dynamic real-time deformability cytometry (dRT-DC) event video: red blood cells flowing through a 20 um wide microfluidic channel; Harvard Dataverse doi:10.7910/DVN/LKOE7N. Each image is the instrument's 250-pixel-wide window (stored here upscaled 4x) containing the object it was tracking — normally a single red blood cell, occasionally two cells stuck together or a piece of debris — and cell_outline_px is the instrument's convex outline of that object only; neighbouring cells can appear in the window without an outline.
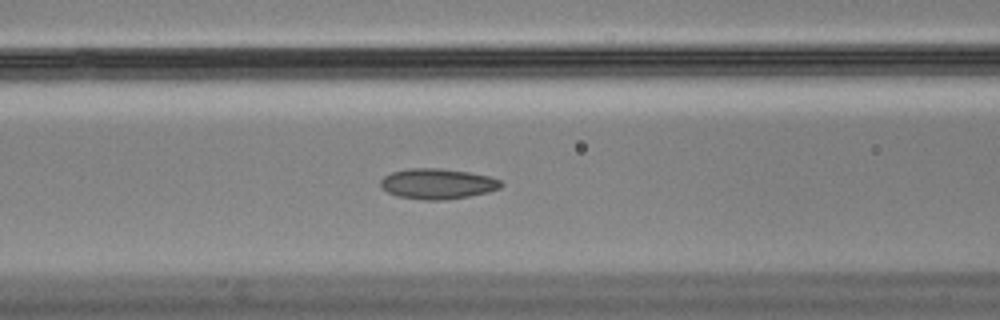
{"species": "Egyptian fruit bat (a non-hibernating species)", "species_latin": "Rousettus aegyptiacus", "temperature_condition": "cold", "stored_images_in_passage": 57, "camera_frame_rate_fps": 3000, "um_per_image_px": 0.085, "animal": {"sex": "male"}, "frame": {"image": 1, "passage_image": 22, "time_ms": 7.0, "image_size_px": [1000, 320], "cell_outline_px": [[504, 184], [500, 188], [488, 192], [468, 196], [444, 200], [424, 200], [396, 196], [380, 188], [380, 180], [384, 176], [392, 172], [408, 168], [440, 168], [468, 172], [488, 176], [500, 180]], "centroid_in_image_um": [37.16, 15.62], "position_along_channel_um": 129.4, "area_um2": 21.44}}
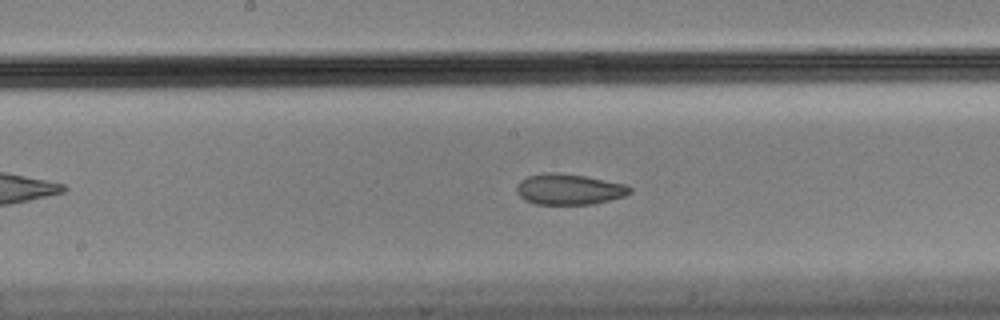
{"frame": {"image": 2, "passage_image": 28, "time_ms": 9.0, "image_size_px": [1000, 320], "cell_outline_px": [[632, 192], [624, 196], [592, 204], [536, 204], [524, 200], [516, 192], [516, 188], [520, 180], [528, 176], [544, 172], [556, 172], [584, 176], [628, 184], [632, 188]], "centroid_in_image_um": [48.37, 16.08], "position_along_channel_um": 199.8, "area_um2": 20.4}}
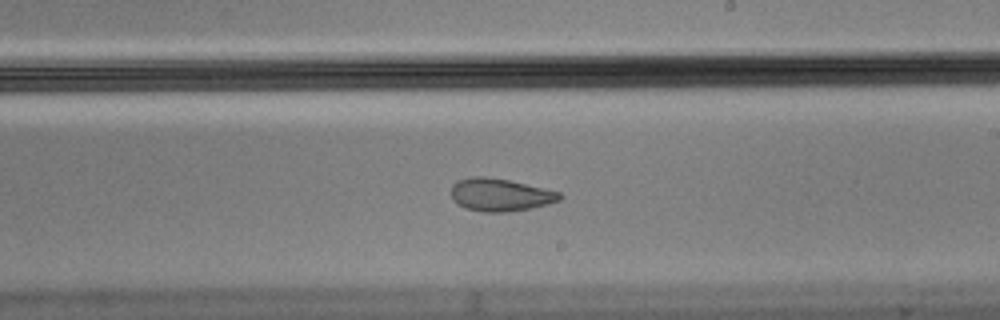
{"frame": {"image": 3, "passage_image": 32, "time_ms": 10.333, "image_size_px": [1000, 320], "cell_outline_px": [[564, 196], [560, 200], [548, 204], [532, 208], [504, 212], [484, 212], [468, 208], [456, 204], [452, 200], [452, 184], [456, 180], [472, 176], [484, 176], [508, 180], [560, 192]], "centroid_in_image_um": [42.5, 16.55], "position_along_channel_um": 246.5, "area_um2": 20.69}, "authors_computed_cell_mechanics": {"area_um2": 21.1548, "velocity_mm_per_s": 3.5169, "shape_relaxation_time_tau1_ms": null, "shape_relaxation_time_tau2_ms": 2.1945, "deformation_change_tau1": null, "deformation_change_tau2": 0.0658}}